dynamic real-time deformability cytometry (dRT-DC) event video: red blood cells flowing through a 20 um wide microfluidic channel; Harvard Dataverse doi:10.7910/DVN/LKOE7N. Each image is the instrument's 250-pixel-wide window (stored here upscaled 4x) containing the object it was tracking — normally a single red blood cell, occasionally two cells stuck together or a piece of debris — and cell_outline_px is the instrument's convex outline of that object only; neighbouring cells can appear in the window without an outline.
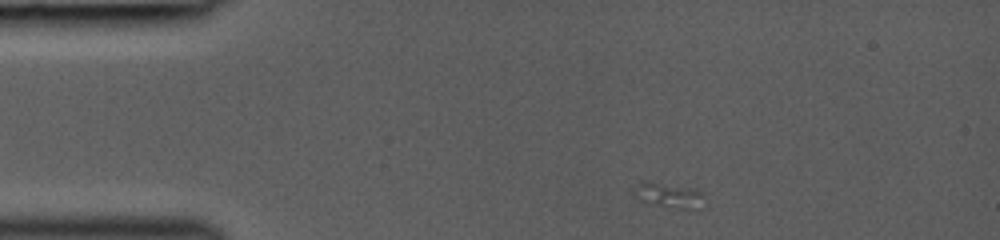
{"species": "common noctule bat (a hibernating species)", "species_latin": "Nyctalus noctula", "temperature_condition": "room temperature", "stored_images_in_passage": 4, "camera_frame_rate_fps": 3000, "um_per_image_px": 0.085, "animal": {"sex": "female", "body_mass_g": 19.0, "forearm_length_mm": 53.3}, "frame": {"image": 1, "passage_image": 1, "time_ms": 0.0, "image_size_px": [1000, 240], "cell_outline_px": [[704, 208], [680, 208], [652, 204], [640, 200], [632, 192], [632, 188], [636, 184], [644, 180], [648, 180], [696, 188], [704, 196]], "centroid_in_image_um": [56.84, 16.56], "position_along_channel_um": 28.2, "area_um2": 10.58}}